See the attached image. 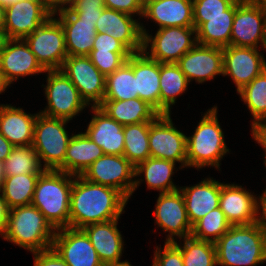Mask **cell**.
Masks as SVG:
<instances>
[{"instance_id": "7c38bea8", "label": "cell", "mask_w": 266, "mask_h": 266, "mask_svg": "<svg viewBox=\"0 0 266 266\" xmlns=\"http://www.w3.org/2000/svg\"><path fill=\"white\" fill-rule=\"evenodd\" d=\"M265 26L266 10L264 8L257 2L237 0L230 45L263 49Z\"/></svg>"}, {"instance_id": "8d00e7d4", "label": "cell", "mask_w": 266, "mask_h": 266, "mask_svg": "<svg viewBox=\"0 0 266 266\" xmlns=\"http://www.w3.org/2000/svg\"><path fill=\"white\" fill-rule=\"evenodd\" d=\"M150 122L124 125V153L123 156L135 167L150 158L149 149Z\"/></svg>"}, {"instance_id": "7bdbcfd3", "label": "cell", "mask_w": 266, "mask_h": 266, "mask_svg": "<svg viewBox=\"0 0 266 266\" xmlns=\"http://www.w3.org/2000/svg\"><path fill=\"white\" fill-rule=\"evenodd\" d=\"M156 246L152 266H184L180 249L173 242H164L163 250Z\"/></svg>"}, {"instance_id": "e0dca14e", "label": "cell", "mask_w": 266, "mask_h": 266, "mask_svg": "<svg viewBox=\"0 0 266 266\" xmlns=\"http://www.w3.org/2000/svg\"><path fill=\"white\" fill-rule=\"evenodd\" d=\"M52 248L69 266H104L82 229L66 227L56 230Z\"/></svg>"}, {"instance_id": "db71d44e", "label": "cell", "mask_w": 266, "mask_h": 266, "mask_svg": "<svg viewBox=\"0 0 266 266\" xmlns=\"http://www.w3.org/2000/svg\"><path fill=\"white\" fill-rule=\"evenodd\" d=\"M251 135L257 144L266 149V125L260 127L254 134Z\"/></svg>"}, {"instance_id": "6125c7cd", "label": "cell", "mask_w": 266, "mask_h": 266, "mask_svg": "<svg viewBox=\"0 0 266 266\" xmlns=\"http://www.w3.org/2000/svg\"><path fill=\"white\" fill-rule=\"evenodd\" d=\"M257 3L266 10V0H258Z\"/></svg>"}, {"instance_id": "ac0fdd59", "label": "cell", "mask_w": 266, "mask_h": 266, "mask_svg": "<svg viewBox=\"0 0 266 266\" xmlns=\"http://www.w3.org/2000/svg\"><path fill=\"white\" fill-rule=\"evenodd\" d=\"M188 81L198 84L223 76V48L196 44L177 62Z\"/></svg>"}, {"instance_id": "6f0895ef", "label": "cell", "mask_w": 266, "mask_h": 266, "mask_svg": "<svg viewBox=\"0 0 266 266\" xmlns=\"http://www.w3.org/2000/svg\"><path fill=\"white\" fill-rule=\"evenodd\" d=\"M5 13H6V7H4L2 4H0V28H4Z\"/></svg>"}, {"instance_id": "f6af8a7d", "label": "cell", "mask_w": 266, "mask_h": 266, "mask_svg": "<svg viewBox=\"0 0 266 266\" xmlns=\"http://www.w3.org/2000/svg\"><path fill=\"white\" fill-rule=\"evenodd\" d=\"M104 52H130L120 41L107 33H98L95 36L93 49Z\"/></svg>"}, {"instance_id": "b9f144b4", "label": "cell", "mask_w": 266, "mask_h": 266, "mask_svg": "<svg viewBox=\"0 0 266 266\" xmlns=\"http://www.w3.org/2000/svg\"><path fill=\"white\" fill-rule=\"evenodd\" d=\"M237 0H193V17L227 16Z\"/></svg>"}, {"instance_id": "94428289", "label": "cell", "mask_w": 266, "mask_h": 266, "mask_svg": "<svg viewBox=\"0 0 266 266\" xmlns=\"http://www.w3.org/2000/svg\"><path fill=\"white\" fill-rule=\"evenodd\" d=\"M16 1L18 0H0V4H2L4 7H7Z\"/></svg>"}, {"instance_id": "e575fe53", "label": "cell", "mask_w": 266, "mask_h": 266, "mask_svg": "<svg viewBox=\"0 0 266 266\" xmlns=\"http://www.w3.org/2000/svg\"><path fill=\"white\" fill-rule=\"evenodd\" d=\"M132 98H138L133 71V53L118 69L106 76L103 100H130Z\"/></svg>"}, {"instance_id": "8992f818", "label": "cell", "mask_w": 266, "mask_h": 266, "mask_svg": "<svg viewBox=\"0 0 266 266\" xmlns=\"http://www.w3.org/2000/svg\"><path fill=\"white\" fill-rule=\"evenodd\" d=\"M67 123L69 120L38 113L32 146L41 164L43 163V168L57 170L64 163L68 143L72 137L66 130Z\"/></svg>"}, {"instance_id": "4316f807", "label": "cell", "mask_w": 266, "mask_h": 266, "mask_svg": "<svg viewBox=\"0 0 266 266\" xmlns=\"http://www.w3.org/2000/svg\"><path fill=\"white\" fill-rule=\"evenodd\" d=\"M36 114L12 104L0 105V133L15 147L33 144Z\"/></svg>"}, {"instance_id": "3957f363", "label": "cell", "mask_w": 266, "mask_h": 266, "mask_svg": "<svg viewBox=\"0 0 266 266\" xmlns=\"http://www.w3.org/2000/svg\"><path fill=\"white\" fill-rule=\"evenodd\" d=\"M74 175L45 169L36 183L31 205L38 208L55 229L69 227L71 188Z\"/></svg>"}, {"instance_id": "6da1fadb", "label": "cell", "mask_w": 266, "mask_h": 266, "mask_svg": "<svg viewBox=\"0 0 266 266\" xmlns=\"http://www.w3.org/2000/svg\"><path fill=\"white\" fill-rule=\"evenodd\" d=\"M128 199L117 189L74 176L71 188L69 227H83L113 219L125 212Z\"/></svg>"}, {"instance_id": "7a4b0ae2", "label": "cell", "mask_w": 266, "mask_h": 266, "mask_svg": "<svg viewBox=\"0 0 266 266\" xmlns=\"http://www.w3.org/2000/svg\"><path fill=\"white\" fill-rule=\"evenodd\" d=\"M217 266H257L266 263V231L258 224L231 225L215 242Z\"/></svg>"}, {"instance_id": "30bf717a", "label": "cell", "mask_w": 266, "mask_h": 266, "mask_svg": "<svg viewBox=\"0 0 266 266\" xmlns=\"http://www.w3.org/2000/svg\"><path fill=\"white\" fill-rule=\"evenodd\" d=\"M149 149L150 157L180 163L179 170L187 167L186 135L174 126L171 114L150 122Z\"/></svg>"}, {"instance_id": "ffe728a7", "label": "cell", "mask_w": 266, "mask_h": 266, "mask_svg": "<svg viewBox=\"0 0 266 266\" xmlns=\"http://www.w3.org/2000/svg\"><path fill=\"white\" fill-rule=\"evenodd\" d=\"M249 191L235 183H221L219 207L231 225L256 222L257 195Z\"/></svg>"}, {"instance_id": "7402d4cb", "label": "cell", "mask_w": 266, "mask_h": 266, "mask_svg": "<svg viewBox=\"0 0 266 266\" xmlns=\"http://www.w3.org/2000/svg\"><path fill=\"white\" fill-rule=\"evenodd\" d=\"M143 18L155 22L158 29L194 27L193 0H148L143 5Z\"/></svg>"}, {"instance_id": "f35d334b", "label": "cell", "mask_w": 266, "mask_h": 266, "mask_svg": "<svg viewBox=\"0 0 266 266\" xmlns=\"http://www.w3.org/2000/svg\"><path fill=\"white\" fill-rule=\"evenodd\" d=\"M183 241V244L181 243ZM173 243L180 249L184 266H216L215 243L197 240L193 237L182 238ZM182 244V245H181Z\"/></svg>"}, {"instance_id": "9f6ffc18", "label": "cell", "mask_w": 266, "mask_h": 266, "mask_svg": "<svg viewBox=\"0 0 266 266\" xmlns=\"http://www.w3.org/2000/svg\"><path fill=\"white\" fill-rule=\"evenodd\" d=\"M11 84L6 80L3 72L0 70V94L7 90L6 88L10 87Z\"/></svg>"}, {"instance_id": "680465c9", "label": "cell", "mask_w": 266, "mask_h": 266, "mask_svg": "<svg viewBox=\"0 0 266 266\" xmlns=\"http://www.w3.org/2000/svg\"><path fill=\"white\" fill-rule=\"evenodd\" d=\"M106 266H133V265H131L128 260H124V261L117 262V263H112V264H109V265H106Z\"/></svg>"}, {"instance_id": "91938a15", "label": "cell", "mask_w": 266, "mask_h": 266, "mask_svg": "<svg viewBox=\"0 0 266 266\" xmlns=\"http://www.w3.org/2000/svg\"><path fill=\"white\" fill-rule=\"evenodd\" d=\"M4 178H5L4 167H3V163L0 162V187L3 183Z\"/></svg>"}, {"instance_id": "ab89813d", "label": "cell", "mask_w": 266, "mask_h": 266, "mask_svg": "<svg viewBox=\"0 0 266 266\" xmlns=\"http://www.w3.org/2000/svg\"><path fill=\"white\" fill-rule=\"evenodd\" d=\"M231 224L225 218L220 207L211 210L203 218L198 220L193 226L191 237L215 243L230 228Z\"/></svg>"}, {"instance_id": "836d02e7", "label": "cell", "mask_w": 266, "mask_h": 266, "mask_svg": "<svg viewBox=\"0 0 266 266\" xmlns=\"http://www.w3.org/2000/svg\"><path fill=\"white\" fill-rule=\"evenodd\" d=\"M252 115L251 133L266 125V69L237 92Z\"/></svg>"}, {"instance_id": "11a10c76", "label": "cell", "mask_w": 266, "mask_h": 266, "mask_svg": "<svg viewBox=\"0 0 266 266\" xmlns=\"http://www.w3.org/2000/svg\"><path fill=\"white\" fill-rule=\"evenodd\" d=\"M9 37L4 28H0V54L2 53L3 49L6 46Z\"/></svg>"}, {"instance_id": "52a82bcc", "label": "cell", "mask_w": 266, "mask_h": 266, "mask_svg": "<svg viewBox=\"0 0 266 266\" xmlns=\"http://www.w3.org/2000/svg\"><path fill=\"white\" fill-rule=\"evenodd\" d=\"M141 30L143 34L142 51L159 63H177L185 53L197 44V34L194 27L160 28L152 36L141 22Z\"/></svg>"}, {"instance_id": "5b68a950", "label": "cell", "mask_w": 266, "mask_h": 266, "mask_svg": "<svg viewBox=\"0 0 266 266\" xmlns=\"http://www.w3.org/2000/svg\"><path fill=\"white\" fill-rule=\"evenodd\" d=\"M56 230L33 205L10 209L3 239L31 253L52 248Z\"/></svg>"}, {"instance_id": "cb8c5ba5", "label": "cell", "mask_w": 266, "mask_h": 266, "mask_svg": "<svg viewBox=\"0 0 266 266\" xmlns=\"http://www.w3.org/2000/svg\"><path fill=\"white\" fill-rule=\"evenodd\" d=\"M94 113L85 131L104 154L123 155L124 132L123 125L112 119L99 106H91Z\"/></svg>"}, {"instance_id": "4dcf8cb0", "label": "cell", "mask_w": 266, "mask_h": 266, "mask_svg": "<svg viewBox=\"0 0 266 266\" xmlns=\"http://www.w3.org/2000/svg\"><path fill=\"white\" fill-rule=\"evenodd\" d=\"M236 2L227 10V16L193 17L197 43L224 48L230 45Z\"/></svg>"}, {"instance_id": "681fc988", "label": "cell", "mask_w": 266, "mask_h": 266, "mask_svg": "<svg viewBox=\"0 0 266 266\" xmlns=\"http://www.w3.org/2000/svg\"><path fill=\"white\" fill-rule=\"evenodd\" d=\"M0 235L3 238L6 232L10 208L0 190Z\"/></svg>"}, {"instance_id": "e7e4bbea", "label": "cell", "mask_w": 266, "mask_h": 266, "mask_svg": "<svg viewBox=\"0 0 266 266\" xmlns=\"http://www.w3.org/2000/svg\"><path fill=\"white\" fill-rule=\"evenodd\" d=\"M262 148H263V150H264V154H265V155H264L265 160H264L263 163H264V165H265V167H266V149H265L264 147H262Z\"/></svg>"}, {"instance_id": "f5cc1de1", "label": "cell", "mask_w": 266, "mask_h": 266, "mask_svg": "<svg viewBox=\"0 0 266 266\" xmlns=\"http://www.w3.org/2000/svg\"><path fill=\"white\" fill-rule=\"evenodd\" d=\"M14 146L0 133V162H4Z\"/></svg>"}, {"instance_id": "83f0119b", "label": "cell", "mask_w": 266, "mask_h": 266, "mask_svg": "<svg viewBox=\"0 0 266 266\" xmlns=\"http://www.w3.org/2000/svg\"><path fill=\"white\" fill-rule=\"evenodd\" d=\"M133 71L138 98L149 103L160 113V63L143 51L133 53Z\"/></svg>"}, {"instance_id": "be15d7a7", "label": "cell", "mask_w": 266, "mask_h": 266, "mask_svg": "<svg viewBox=\"0 0 266 266\" xmlns=\"http://www.w3.org/2000/svg\"><path fill=\"white\" fill-rule=\"evenodd\" d=\"M263 48L266 51V26H265V39H264V43H263Z\"/></svg>"}, {"instance_id": "9a60e30c", "label": "cell", "mask_w": 266, "mask_h": 266, "mask_svg": "<svg viewBox=\"0 0 266 266\" xmlns=\"http://www.w3.org/2000/svg\"><path fill=\"white\" fill-rule=\"evenodd\" d=\"M259 51L232 45L223 48V76L231 77L237 92L266 69V59Z\"/></svg>"}, {"instance_id": "603a6c76", "label": "cell", "mask_w": 266, "mask_h": 266, "mask_svg": "<svg viewBox=\"0 0 266 266\" xmlns=\"http://www.w3.org/2000/svg\"><path fill=\"white\" fill-rule=\"evenodd\" d=\"M118 221L119 219H113L89 224L82 228L104 266L121 262L124 252V240L117 227Z\"/></svg>"}, {"instance_id": "1f68e13d", "label": "cell", "mask_w": 266, "mask_h": 266, "mask_svg": "<svg viewBox=\"0 0 266 266\" xmlns=\"http://www.w3.org/2000/svg\"><path fill=\"white\" fill-rule=\"evenodd\" d=\"M99 107L123 126L151 122L160 115L153 106L139 98L103 100Z\"/></svg>"}, {"instance_id": "5bb4252c", "label": "cell", "mask_w": 266, "mask_h": 266, "mask_svg": "<svg viewBox=\"0 0 266 266\" xmlns=\"http://www.w3.org/2000/svg\"><path fill=\"white\" fill-rule=\"evenodd\" d=\"M155 204V210L152 213L155 215L154 223L164 233L168 232L165 242H174L177 241V238L181 240L182 238L190 237L192 225L189 222L183 194L180 189L159 193Z\"/></svg>"}, {"instance_id": "03108f58", "label": "cell", "mask_w": 266, "mask_h": 266, "mask_svg": "<svg viewBox=\"0 0 266 266\" xmlns=\"http://www.w3.org/2000/svg\"><path fill=\"white\" fill-rule=\"evenodd\" d=\"M258 0H241V2H257Z\"/></svg>"}, {"instance_id": "d4e9b609", "label": "cell", "mask_w": 266, "mask_h": 266, "mask_svg": "<svg viewBox=\"0 0 266 266\" xmlns=\"http://www.w3.org/2000/svg\"><path fill=\"white\" fill-rule=\"evenodd\" d=\"M53 16L64 29L68 56H88L97 34L96 22L82 21L68 8L53 13Z\"/></svg>"}, {"instance_id": "bcb514c9", "label": "cell", "mask_w": 266, "mask_h": 266, "mask_svg": "<svg viewBox=\"0 0 266 266\" xmlns=\"http://www.w3.org/2000/svg\"><path fill=\"white\" fill-rule=\"evenodd\" d=\"M32 254L34 266H69L53 248Z\"/></svg>"}, {"instance_id": "d6a6232c", "label": "cell", "mask_w": 266, "mask_h": 266, "mask_svg": "<svg viewBox=\"0 0 266 266\" xmlns=\"http://www.w3.org/2000/svg\"><path fill=\"white\" fill-rule=\"evenodd\" d=\"M160 114H171L177 97L185 93L190 82L177 63H160Z\"/></svg>"}, {"instance_id": "816d5d0a", "label": "cell", "mask_w": 266, "mask_h": 266, "mask_svg": "<svg viewBox=\"0 0 266 266\" xmlns=\"http://www.w3.org/2000/svg\"><path fill=\"white\" fill-rule=\"evenodd\" d=\"M42 1L52 13H55L62 9L69 8L74 0H42Z\"/></svg>"}, {"instance_id": "484cf974", "label": "cell", "mask_w": 266, "mask_h": 266, "mask_svg": "<svg viewBox=\"0 0 266 266\" xmlns=\"http://www.w3.org/2000/svg\"><path fill=\"white\" fill-rule=\"evenodd\" d=\"M179 189L183 194L187 216L192 226L211 210L219 207L221 182L213 177Z\"/></svg>"}, {"instance_id": "9c48e42d", "label": "cell", "mask_w": 266, "mask_h": 266, "mask_svg": "<svg viewBox=\"0 0 266 266\" xmlns=\"http://www.w3.org/2000/svg\"><path fill=\"white\" fill-rule=\"evenodd\" d=\"M24 40L45 71L62 68L68 56L65 33L61 23L53 15Z\"/></svg>"}, {"instance_id": "8fae6325", "label": "cell", "mask_w": 266, "mask_h": 266, "mask_svg": "<svg viewBox=\"0 0 266 266\" xmlns=\"http://www.w3.org/2000/svg\"><path fill=\"white\" fill-rule=\"evenodd\" d=\"M81 176L90 182L117 189L128 200L133 195L135 166L123 155L103 154Z\"/></svg>"}, {"instance_id": "c3c4849f", "label": "cell", "mask_w": 266, "mask_h": 266, "mask_svg": "<svg viewBox=\"0 0 266 266\" xmlns=\"http://www.w3.org/2000/svg\"><path fill=\"white\" fill-rule=\"evenodd\" d=\"M256 223L266 231V188L264 192L257 197Z\"/></svg>"}, {"instance_id": "f1b7e54d", "label": "cell", "mask_w": 266, "mask_h": 266, "mask_svg": "<svg viewBox=\"0 0 266 266\" xmlns=\"http://www.w3.org/2000/svg\"><path fill=\"white\" fill-rule=\"evenodd\" d=\"M175 165V162L154 157L139 163L135 167L133 193L143 181L147 184V189L157 190L160 194L178 190L180 187L174 184L172 179L174 170L177 171ZM137 177L140 178L136 179Z\"/></svg>"}, {"instance_id": "44dd1931", "label": "cell", "mask_w": 266, "mask_h": 266, "mask_svg": "<svg viewBox=\"0 0 266 266\" xmlns=\"http://www.w3.org/2000/svg\"><path fill=\"white\" fill-rule=\"evenodd\" d=\"M0 70L13 84L22 77L45 73L24 39H9L0 54Z\"/></svg>"}, {"instance_id": "60d3db41", "label": "cell", "mask_w": 266, "mask_h": 266, "mask_svg": "<svg viewBox=\"0 0 266 266\" xmlns=\"http://www.w3.org/2000/svg\"><path fill=\"white\" fill-rule=\"evenodd\" d=\"M131 54V52H104L92 50L88 57L96 68L106 77L125 63Z\"/></svg>"}, {"instance_id": "2e32d148", "label": "cell", "mask_w": 266, "mask_h": 266, "mask_svg": "<svg viewBox=\"0 0 266 266\" xmlns=\"http://www.w3.org/2000/svg\"><path fill=\"white\" fill-rule=\"evenodd\" d=\"M52 15L42 0H18L6 7L4 29L9 39H24Z\"/></svg>"}, {"instance_id": "74e56055", "label": "cell", "mask_w": 266, "mask_h": 266, "mask_svg": "<svg viewBox=\"0 0 266 266\" xmlns=\"http://www.w3.org/2000/svg\"><path fill=\"white\" fill-rule=\"evenodd\" d=\"M3 167L5 176L41 174L45 170L32 145L13 147Z\"/></svg>"}, {"instance_id": "d6986e66", "label": "cell", "mask_w": 266, "mask_h": 266, "mask_svg": "<svg viewBox=\"0 0 266 266\" xmlns=\"http://www.w3.org/2000/svg\"><path fill=\"white\" fill-rule=\"evenodd\" d=\"M134 17L105 7L96 22V31L113 36L131 53L141 52L143 48L141 21Z\"/></svg>"}, {"instance_id": "ba28073f", "label": "cell", "mask_w": 266, "mask_h": 266, "mask_svg": "<svg viewBox=\"0 0 266 266\" xmlns=\"http://www.w3.org/2000/svg\"><path fill=\"white\" fill-rule=\"evenodd\" d=\"M47 85L44 87L47 106L39 112L52 118L71 121L89 107L78 89L61 70L45 71Z\"/></svg>"}, {"instance_id": "277c9868", "label": "cell", "mask_w": 266, "mask_h": 266, "mask_svg": "<svg viewBox=\"0 0 266 266\" xmlns=\"http://www.w3.org/2000/svg\"><path fill=\"white\" fill-rule=\"evenodd\" d=\"M217 106L203 114L193 135L186 136L187 167L203 169L210 166L220 171V162L230 153L219 124Z\"/></svg>"}, {"instance_id": "7dc6e473", "label": "cell", "mask_w": 266, "mask_h": 266, "mask_svg": "<svg viewBox=\"0 0 266 266\" xmlns=\"http://www.w3.org/2000/svg\"><path fill=\"white\" fill-rule=\"evenodd\" d=\"M104 0H74L69 10H96L104 9Z\"/></svg>"}, {"instance_id": "d590c367", "label": "cell", "mask_w": 266, "mask_h": 266, "mask_svg": "<svg viewBox=\"0 0 266 266\" xmlns=\"http://www.w3.org/2000/svg\"><path fill=\"white\" fill-rule=\"evenodd\" d=\"M39 175L20 174L5 176L0 190L10 209L31 205Z\"/></svg>"}, {"instance_id": "ee69618b", "label": "cell", "mask_w": 266, "mask_h": 266, "mask_svg": "<svg viewBox=\"0 0 266 266\" xmlns=\"http://www.w3.org/2000/svg\"><path fill=\"white\" fill-rule=\"evenodd\" d=\"M105 7L110 8L119 12H123L134 16L135 14L140 16L143 15V5L142 0H104Z\"/></svg>"}, {"instance_id": "f907efd6", "label": "cell", "mask_w": 266, "mask_h": 266, "mask_svg": "<svg viewBox=\"0 0 266 266\" xmlns=\"http://www.w3.org/2000/svg\"><path fill=\"white\" fill-rule=\"evenodd\" d=\"M104 9L96 10H70L78 19L88 22H97Z\"/></svg>"}, {"instance_id": "4fadbf2b", "label": "cell", "mask_w": 266, "mask_h": 266, "mask_svg": "<svg viewBox=\"0 0 266 266\" xmlns=\"http://www.w3.org/2000/svg\"><path fill=\"white\" fill-rule=\"evenodd\" d=\"M60 70L78 89L88 105L99 106L103 102L106 77L88 56H67Z\"/></svg>"}, {"instance_id": "f546056e", "label": "cell", "mask_w": 266, "mask_h": 266, "mask_svg": "<svg viewBox=\"0 0 266 266\" xmlns=\"http://www.w3.org/2000/svg\"><path fill=\"white\" fill-rule=\"evenodd\" d=\"M103 154L102 148L92 141L85 132L72 134L64 163L57 170L74 176L82 175Z\"/></svg>"}]
</instances>
